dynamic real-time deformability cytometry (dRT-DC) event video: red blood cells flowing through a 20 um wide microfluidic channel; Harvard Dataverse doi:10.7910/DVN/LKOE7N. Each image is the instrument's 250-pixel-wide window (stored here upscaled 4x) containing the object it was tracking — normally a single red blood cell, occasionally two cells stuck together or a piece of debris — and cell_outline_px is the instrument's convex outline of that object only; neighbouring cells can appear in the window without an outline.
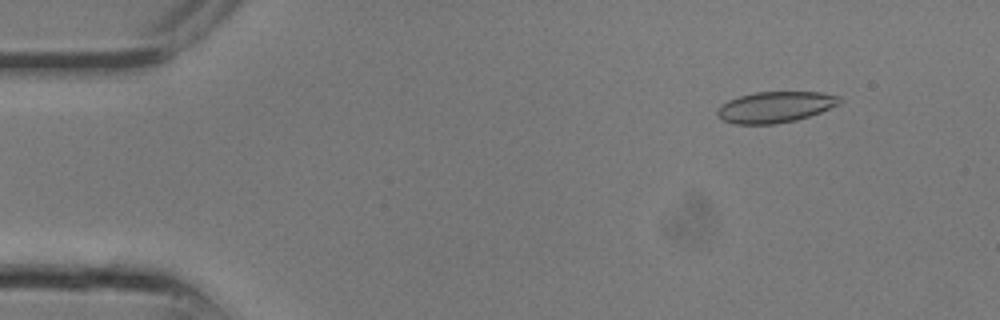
{"species": "common noctule bat (a hibernating species)", "species_latin": "Nyctalus noctula", "temperature_condition": "room temperature", "stored_images_in_passage": 16, "camera_frame_rate_fps": 3000, "um_per_image_px": 0.085, "animal": {"sex": "male", "body_mass_g": 13.3}, "frame": {"image": 1, "passage_image": 3, "time_ms": 0.667, "image_size_px": [1000, 320], "cell_outline_px": [[840, 104], [820, 112], [796, 120], [776, 124], [732, 124], [724, 120], [716, 112], [720, 104], [728, 100], [740, 96], [756, 92], [820, 92], [840, 96]], "centroid_in_image_um": [65.89, 9.1], "position_along_channel_um": 19.1, "area_um2": 22.02}}
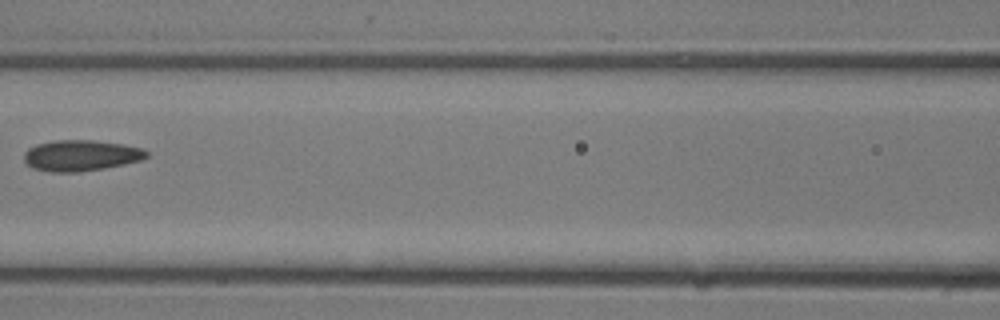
{"frame": {"image": 2, "passage_image": 12, "time_ms": 3.667, "image_size_px": [1000, 320], "cell_outline_px": [[148, 156], [140, 160], [124, 164], [104, 168], [80, 172], [52, 172], [32, 168], [24, 160], [24, 152], [28, 148], [36, 144], [56, 140], [92, 140], [124, 144], [144, 148], [148, 152]], "centroid_in_image_um": [6.88, 13.21], "position_along_channel_um": 159.7, "area_um2": 22.2}}
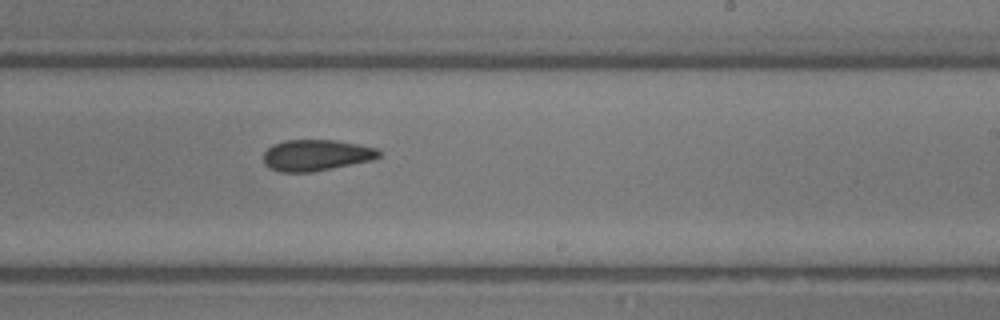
{"frame": {"image": 3, "passage_image": 16, "time_ms": 5.0, "image_size_px": [1000, 320], "cell_outline_px": [[380, 156], [372, 160], [312, 172], [280, 172], [264, 164], [264, 152], [272, 144], [284, 140], [336, 140], [380, 148]], "centroid_in_image_um": [26.89, 13.18], "position_along_channel_um": 262.1, "area_um2": 21.04}}